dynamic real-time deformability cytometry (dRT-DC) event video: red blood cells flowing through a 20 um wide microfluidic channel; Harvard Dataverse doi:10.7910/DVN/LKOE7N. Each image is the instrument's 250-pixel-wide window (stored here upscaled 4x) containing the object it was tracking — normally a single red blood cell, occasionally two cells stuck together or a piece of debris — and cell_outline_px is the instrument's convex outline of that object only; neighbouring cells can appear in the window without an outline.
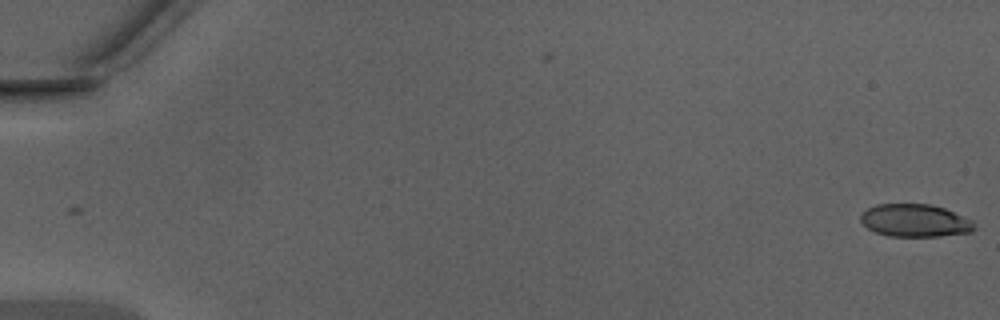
{"species": "Egyptian fruit bat (a non-hibernating species)", "species_latin": "Rousettus aegyptiacus", "temperature_condition": "warm", "stored_images_in_passage": 2, "camera_frame_rate_fps": 3000, "um_per_image_px": 0.085, "animal": {"sex": "male"}, "frame": {"image": 1, "passage_image": 2, "time_ms": 0.333, "image_size_px": [1000, 320], "cell_outline_px": [[976, 228], [972, 232], [940, 236], [888, 236], [876, 232], [868, 228], [860, 220], [860, 212], [876, 204], [932, 204], [944, 208], [972, 220], [976, 224]], "centroid_in_image_um": [77.78, 18.74], "position_along_channel_um": 7.2, "area_um2": 21.79}}